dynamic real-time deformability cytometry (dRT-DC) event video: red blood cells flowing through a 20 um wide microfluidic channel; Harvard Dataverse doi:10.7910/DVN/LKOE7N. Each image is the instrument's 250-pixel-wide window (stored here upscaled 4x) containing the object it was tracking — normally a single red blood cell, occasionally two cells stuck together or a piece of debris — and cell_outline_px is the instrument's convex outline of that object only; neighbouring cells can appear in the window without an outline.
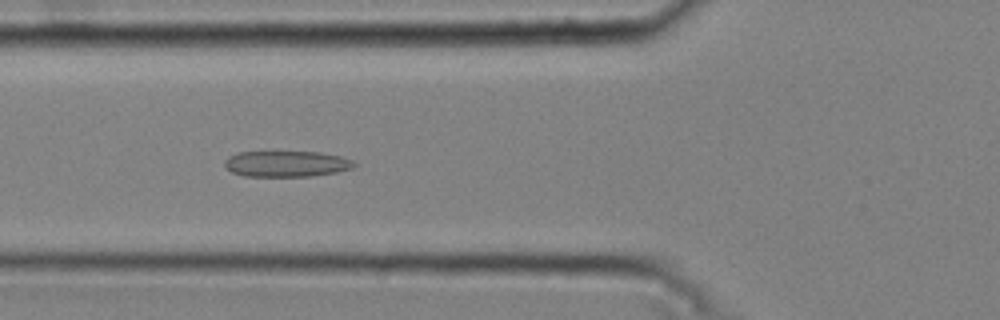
{"species": "common noctule bat (a hibernating species)", "species_latin": "Nyctalus noctula", "temperature_condition": "cold", "stored_images_in_passage": 51, "camera_frame_rate_fps": 3000, "um_per_image_px": 0.085, "animal": {"sex": "male", "body_mass_g": 20.4}, "frame": {"image": 1, "passage_image": 18, "time_ms": 5.667, "image_size_px": [1000, 320], "cell_outline_px": [[356, 164], [352, 168], [336, 172], [308, 176], [244, 176], [232, 172], [224, 164], [224, 160], [228, 156], [236, 152], [320, 152], [340, 156], [352, 160]], "centroid_in_image_um": [24.32, 13.92], "position_along_channel_um": 101.5, "area_um2": 19.48}}
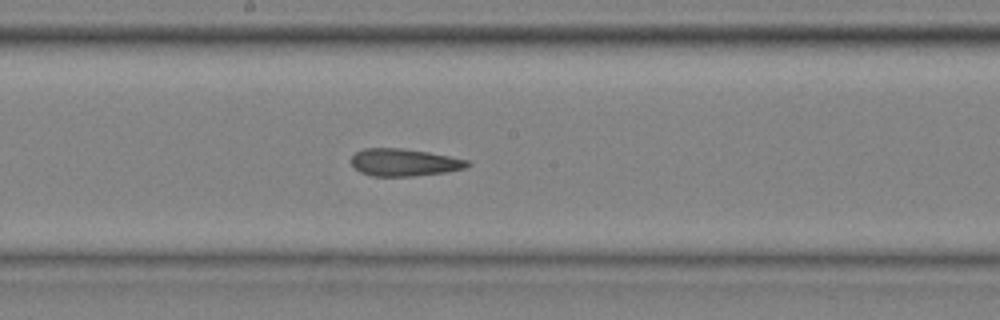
{"frame": {"image": 2, "passage_image": 27, "time_ms": 8.667, "image_size_px": [1000, 320], "cell_outline_px": [[472, 164], [464, 168], [444, 172], [412, 176], [372, 176], [360, 172], [352, 164], [352, 156], [356, 152], [364, 148], [400, 148], [428, 152], [468, 160]], "centroid_in_image_um": [34.34, 13.8], "position_along_channel_um": 213.9, "area_um2": 18.32}}
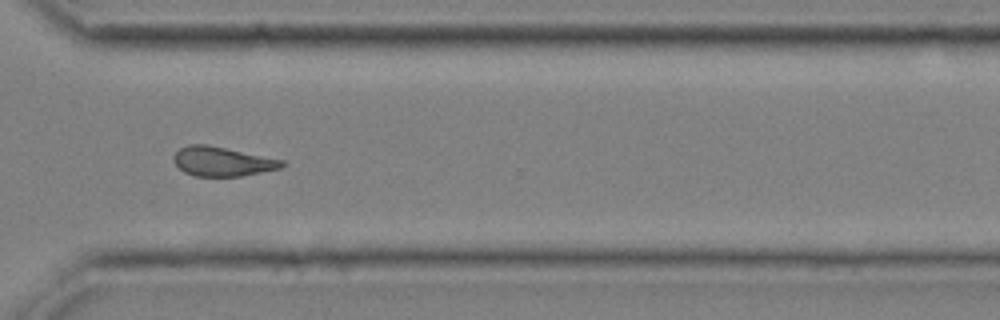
{"frame": {"image": 3, "passage_image": 38, "time_ms": 12.333, "image_size_px": [1000, 320], "cell_outline_px": [[288, 164], [280, 168], [240, 176], [196, 176], [184, 172], [172, 160], [172, 156], [180, 148], [188, 144], [208, 144], [284, 160]], "centroid_in_image_um": [18.89, 13.71], "position_along_channel_um": 351.7, "area_um2": 18.55}, "authors_computed_cell_mechanics": {"area_um2": 19.3052, "velocity_mm_per_s": 3.7478, "shape_relaxation_time_tau1_ms": 10.6528, "shape_relaxation_time_tau2_ms": 2.9544, "deformation_change_tau1": 0.1945, "deformation_change_tau2": 0.1324}}